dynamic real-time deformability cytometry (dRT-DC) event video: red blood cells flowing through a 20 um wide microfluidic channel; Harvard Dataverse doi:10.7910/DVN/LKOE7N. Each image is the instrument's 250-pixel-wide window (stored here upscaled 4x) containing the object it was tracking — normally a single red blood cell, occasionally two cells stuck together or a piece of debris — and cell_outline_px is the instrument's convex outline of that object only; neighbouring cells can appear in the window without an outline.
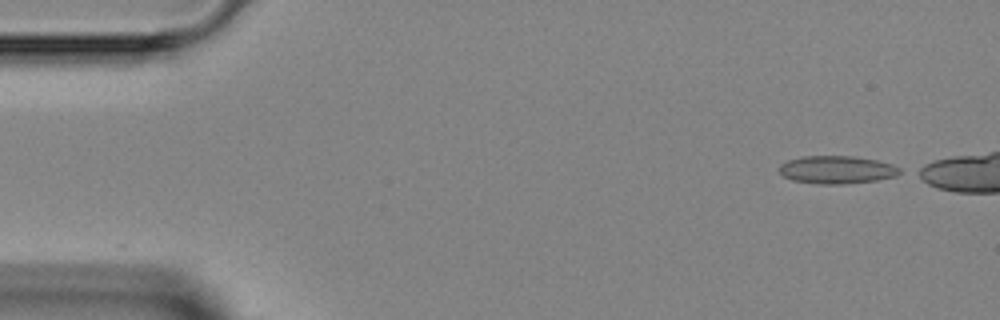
{"species": "Egyptian fruit bat (a non-hibernating species)", "species_latin": "Rousettus aegyptiacus", "temperature_condition": "room temperature", "stored_images_in_passage": 12, "camera_frame_rate_fps": 3000, "um_per_image_px": 0.085, "animal": {"sex": "female"}, "frame": {"image": 1, "passage_image": 1, "time_ms": 0.0, "image_size_px": [1000, 320], "cell_outline_px": [[904, 172], [896, 176], [876, 180], [844, 184], [820, 184], [792, 180], [784, 176], [780, 172], [780, 164], [788, 160], [800, 156], [852, 156], [876, 160], [892, 164], [900, 168]], "centroid_in_image_um": [71.15, 14.42], "position_along_channel_um": 13.8, "area_um2": 19.59}}
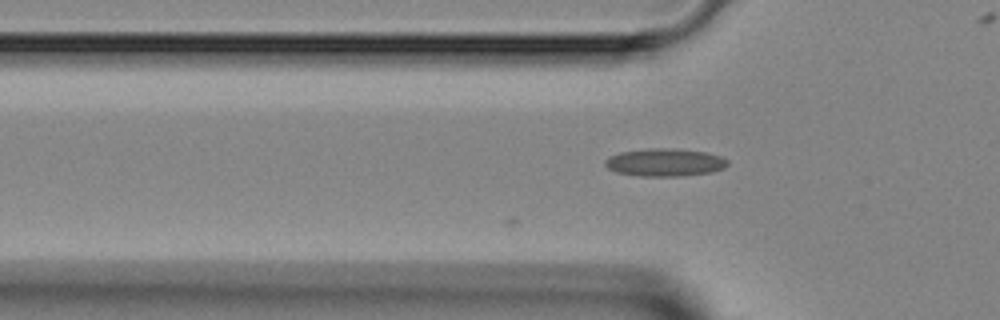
{"frame": {"image": 2, "passage_image": 12, "time_ms": 3.667, "image_size_px": [1000, 320], "cell_outline_px": [[728, 164], [724, 168], [712, 172], [680, 176], [640, 176], [616, 172], [608, 168], [604, 164], [604, 160], [608, 156], [620, 152], [652, 148], [676, 148], [704, 152], [720, 156], [728, 160]], "centroid_in_image_um": [56.49, 13.8], "position_along_channel_um": 69.3, "area_um2": 19.88}}